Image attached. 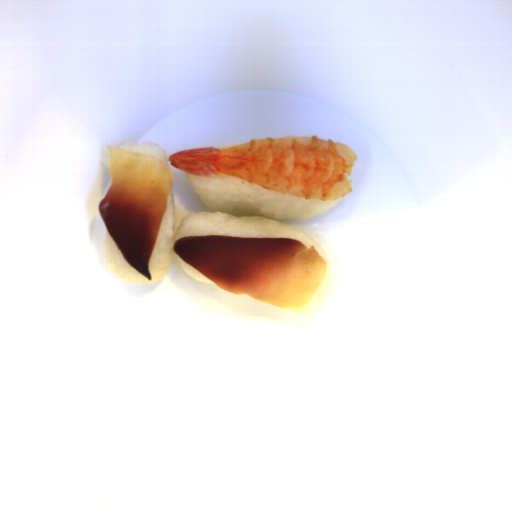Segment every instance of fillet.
<instances>
[{
  "label": "fillet",
  "instance_id": "25842a12",
  "mask_svg": "<svg viewBox=\"0 0 512 512\" xmlns=\"http://www.w3.org/2000/svg\"><path fill=\"white\" fill-rule=\"evenodd\" d=\"M173 251L223 291L289 311L305 309L328 273L314 244L293 237L189 235Z\"/></svg>",
  "mask_w": 512,
  "mask_h": 512
},
{
  "label": "fillet",
  "instance_id": "e2c912f1",
  "mask_svg": "<svg viewBox=\"0 0 512 512\" xmlns=\"http://www.w3.org/2000/svg\"><path fill=\"white\" fill-rule=\"evenodd\" d=\"M110 186L98 203L103 224L125 261L147 280L175 172L158 156L107 147Z\"/></svg>",
  "mask_w": 512,
  "mask_h": 512
}]
</instances>
